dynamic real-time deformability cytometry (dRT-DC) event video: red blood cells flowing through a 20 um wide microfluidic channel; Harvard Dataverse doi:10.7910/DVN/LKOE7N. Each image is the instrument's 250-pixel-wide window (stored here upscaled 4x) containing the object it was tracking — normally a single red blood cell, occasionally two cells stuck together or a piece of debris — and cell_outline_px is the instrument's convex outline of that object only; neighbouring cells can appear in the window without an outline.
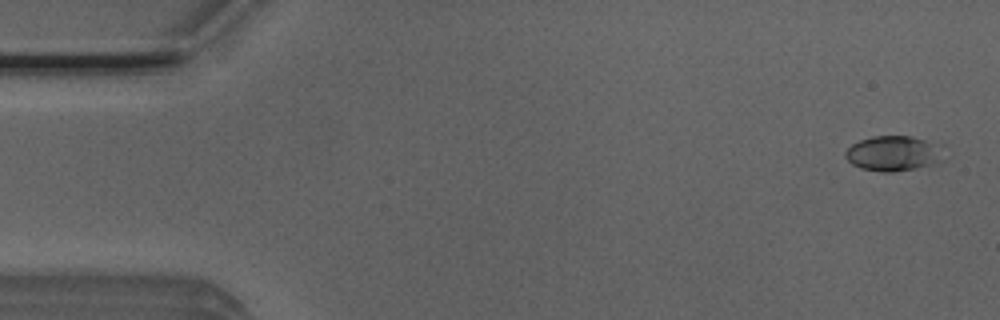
{"species": "Egyptian fruit bat (a non-hibernating species)", "species_latin": "Rousettus aegyptiacus", "temperature_condition": "room temperature", "stored_images_in_passage": 48, "camera_frame_rate_fps": 3000, "um_per_image_px": 0.085, "animal": {"sex": "male"}, "frame": {"image": 1, "passage_image": 2, "time_ms": 0.333, "image_size_px": [1000, 320], "cell_outline_px": [[952, 156], [948, 160], [940, 164], [892, 172], [880, 172], [860, 168], [852, 164], [844, 156], [844, 152], [852, 144], [860, 140], [872, 136], [912, 136], [944, 144]], "centroid_in_image_um": [76.16, 13.04], "position_along_channel_um": 8.8, "area_um2": 21.44}}
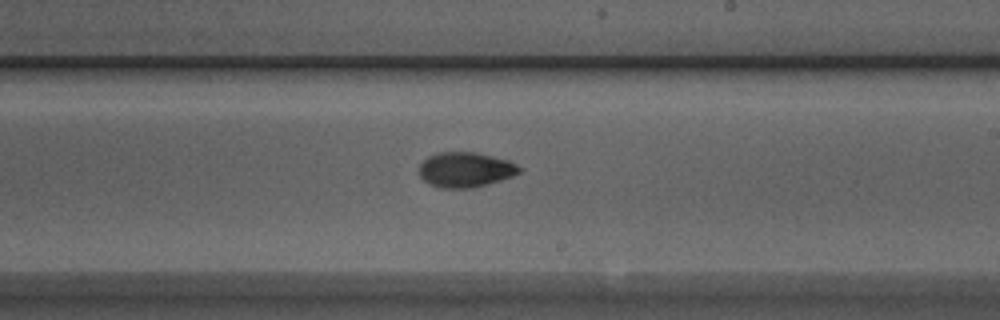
{"frame": {"image": 2, "passage_image": 30, "time_ms": 9.667, "image_size_px": [1000, 320], "cell_outline_px": [[524, 168], [520, 172], [512, 176], [488, 184], [472, 188], [440, 188], [428, 184], [420, 176], [420, 164], [428, 156], [440, 152], [472, 152], [492, 156], [508, 160]], "centroid_in_image_um": [39.57, 14.43], "position_along_channel_um": 249.4, "area_um2": 20.46}}
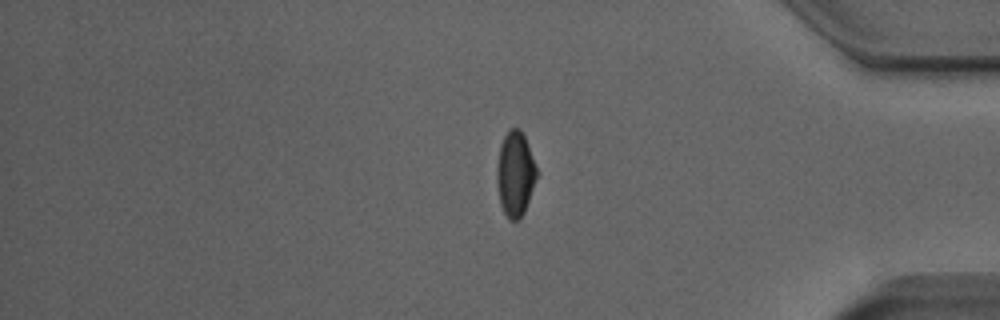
{"frame": {"image": 3, "passage_image": 43, "time_ms": 14.0, "image_size_px": [1000, 320], "cell_outline_px": [[540, 172], [524, 212], [520, 220], [508, 220], [500, 204], [496, 180], [496, 168], [500, 144], [504, 136], [512, 128], [520, 128], [524, 136]], "centroid_in_image_um": [43.81, 14.8], "position_along_channel_um": 391.4, "area_um2": 20.11}}